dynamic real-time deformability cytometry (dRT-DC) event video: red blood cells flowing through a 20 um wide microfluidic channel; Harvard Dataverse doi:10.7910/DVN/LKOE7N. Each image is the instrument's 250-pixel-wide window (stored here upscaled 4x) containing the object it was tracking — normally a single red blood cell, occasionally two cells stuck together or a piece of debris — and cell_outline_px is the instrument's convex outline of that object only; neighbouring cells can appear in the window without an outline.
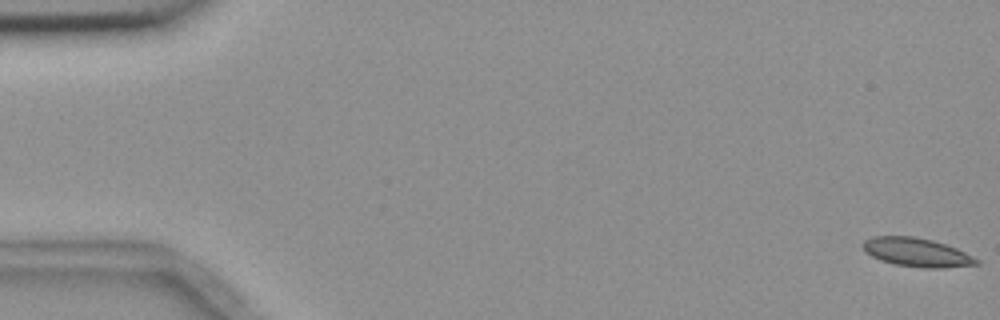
{"species": "common noctule bat (a hibernating species)", "species_latin": "Nyctalus noctula", "temperature_condition": "room temperature", "stored_images_in_passage": 6, "camera_frame_rate_fps": 3000, "um_per_image_px": 0.085, "animal": {"sex": "female", "body_mass_g": 18.4}, "frame": {"image": 1, "passage_image": 1, "time_ms": 0.0, "image_size_px": [1000, 320], "cell_outline_px": [[980, 264], [944, 268], [924, 268], [896, 264], [880, 260], [864, 252], [860, 244], [864, 240], [872, 236], [912, 236], [932, 240], [956, 248], [980, 260]], "centroid_in_image_um": [77.89, 21.45], "position_along_channel_um": 7.1, "area_um2": 19.07}}